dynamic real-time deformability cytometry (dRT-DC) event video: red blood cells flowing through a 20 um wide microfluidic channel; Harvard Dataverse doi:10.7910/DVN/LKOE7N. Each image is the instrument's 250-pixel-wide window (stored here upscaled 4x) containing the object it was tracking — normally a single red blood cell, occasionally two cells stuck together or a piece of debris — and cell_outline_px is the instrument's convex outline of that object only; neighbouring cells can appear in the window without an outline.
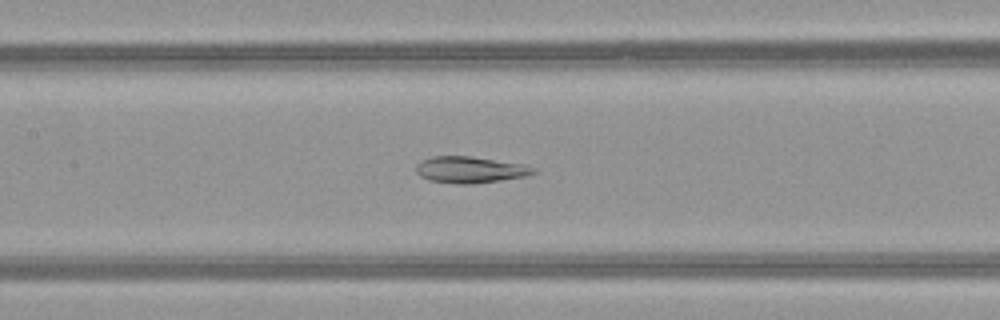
{"species": "common noctule bat (a hibernating species)", "species_latin": "Nyctalus noctula", "temperature_condition": "warm", "stored_images_in_passage": 37, "segment_of_instrument_passage": [1, 2], "camera_frame_rate_fps": 3000, "um_per_image_px": 0.085, "animal": {"sex": "female", "body_mass_g": 21.9}, "frame": {"image": 1, "passage_image": 9, "time_ms": 2.667, "image_size_px": [1000, 320], "cell_outline_px": [[536, 172], [528, 176], [472, 184], [456, 184], [428, 180], [420, 176], [416, 172], [416, 164], [420, 160], [432, 156], [472, 156], [524, 164], [536, 168]], "centroid_in_image_um": [39.95, 14.42], "position_along_channel_um": 167.5, "area_um2": 18.32}}
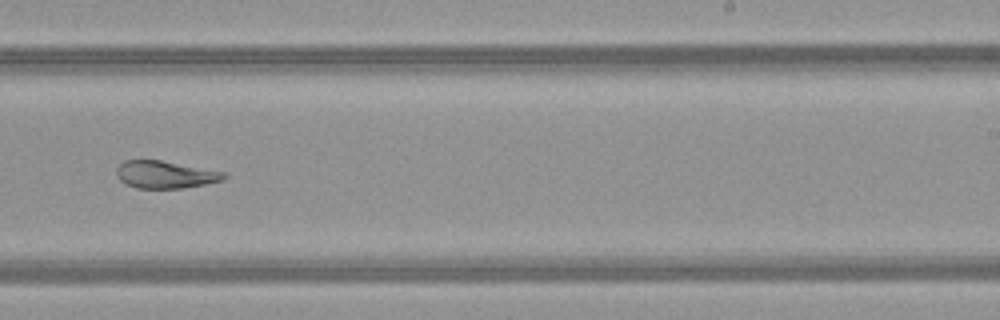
{"frame": {"image": 2, "passage_image": 17, "time_ms": 5.333, "image_size_px": [1000, 320], "cell_outline_px": [[228, 176], [224, 180], [204, 184], [180, 188], [136, 188], [124, 184], [116, 176], [116, 168], [124, 160], [160, 160], [228, 172]], "centroid_in_image_um": [14.05, 14.83], "position_along_channel_um": 274.9, "area_um2": 17.34}}
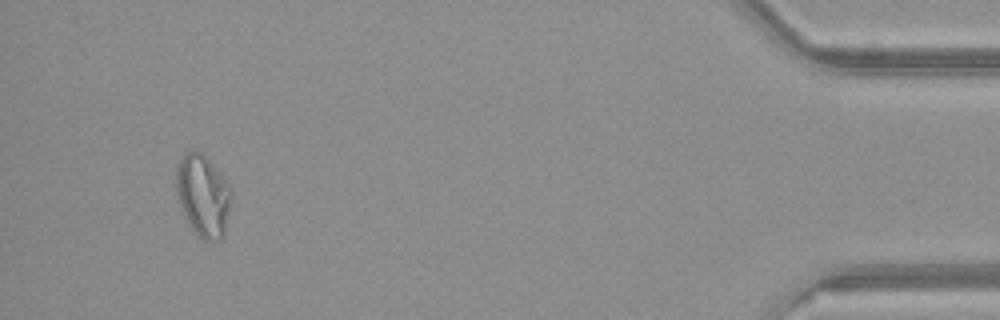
{"frame": {"image": 3, "passage_image": 33, "time_ms": 10.667, "image_size_px": [1000, 320], "cell_outline_px": [[232, 196], [224, 236], [220, 240], [212, 244], [196, 236], [188, 224], [176, 200], [176, 164], [184, 152], [192, 148], [200, 152], [216, 168], [228, 184], [232, 192]], "centroid_in_image_um": [17.22, 16.66], "position_along_channel_um": 418.0, "area_um2": 27.11}}